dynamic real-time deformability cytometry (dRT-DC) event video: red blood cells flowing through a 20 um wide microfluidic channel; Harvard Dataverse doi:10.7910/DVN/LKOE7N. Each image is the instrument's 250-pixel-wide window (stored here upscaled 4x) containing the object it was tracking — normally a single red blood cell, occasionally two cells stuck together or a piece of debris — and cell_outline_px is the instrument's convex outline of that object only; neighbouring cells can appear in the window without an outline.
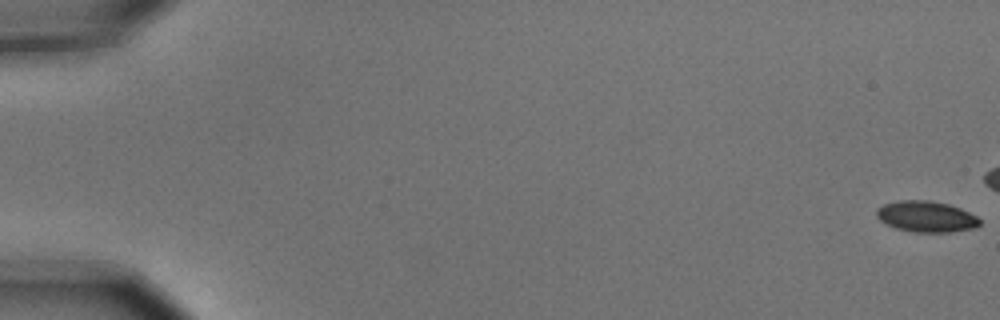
{"species": "common noctule bat (a hibernating species)", "species_latin": "Nyctalus noctula", "temperature_condition": "cold", "stored_images_in_passage": 10, "camera_frame_rate_fps": 3000, "um_per_image_px": 0.085, "animal": {"sex": "male", "body_mass_g": 15.6}, "frame": {"image": 1, "passage_image": 1, "time_ms": 0.0, "image_size_px": [1000, 320], "cell_outline_px": [[980, 224], [976, 228], [948, 232], [912, 232], [896, 228], [880, 220], [876, 216], [876, 208], [884, 204], [900, 200], [928, 200], [948, 204], [960, 208], [976, 216], [980, 220]], "centroid_in_image_um": [78.72, 18.41], "position_along_channel_um": 6.3, "area_um2": 18.61}}
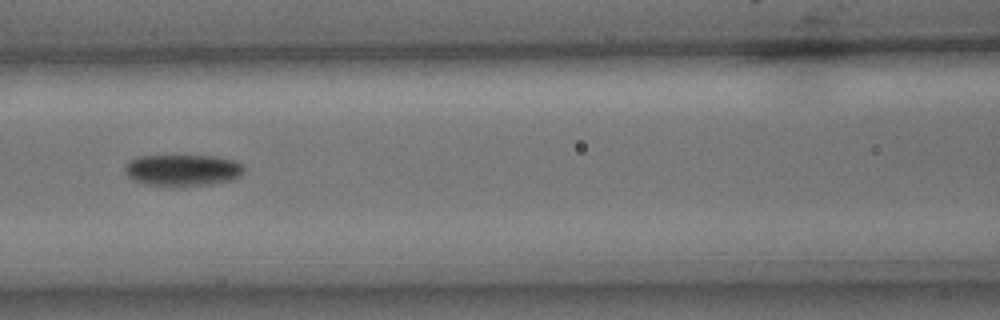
{"frame": {"image": 2, "passage_image": 9, "time_ms": 2.667, "image_size_px": [1000, 320], "cell_outline_px": [[244, 172], [232, 180], [212, 184], [148, 184], [136, 180], [128, 176], [124, 168], [128, 160], [140, 156], [212, 156], [236, 160], [244, 164]], "centroid_in_image_um": [15.57, 14.42], "position_along_channel_um": 151.0, "area_um2": 21.33}}
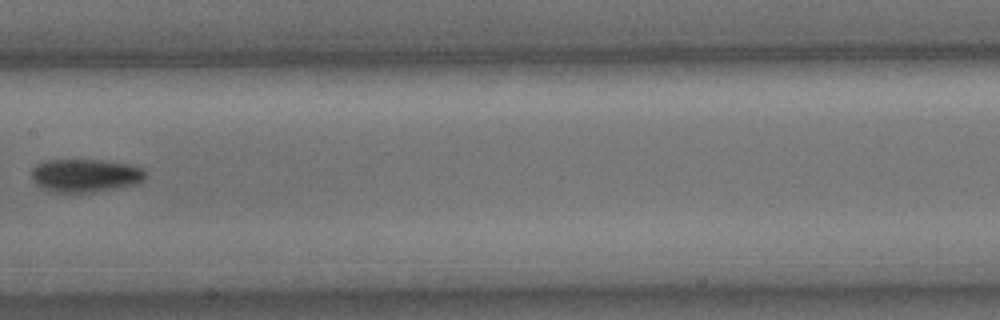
{"frame": {"image": 3, "passage_image": 10, "time_ms": 3.0, "image_size_px": [1000, 320], "cell_outline_px": [[148, 172], [144, 180], [136, 184], [96, 192], [56, 192], [44, 188], [36, 184], [32, 180], [32, 168], [36, 164], [44, 160], [100, 160], [132, 164]], "centroid_in_image_um": [7.27, 14.91], "position_along_channel_um": 200.1, "area_um2": 22.14}}